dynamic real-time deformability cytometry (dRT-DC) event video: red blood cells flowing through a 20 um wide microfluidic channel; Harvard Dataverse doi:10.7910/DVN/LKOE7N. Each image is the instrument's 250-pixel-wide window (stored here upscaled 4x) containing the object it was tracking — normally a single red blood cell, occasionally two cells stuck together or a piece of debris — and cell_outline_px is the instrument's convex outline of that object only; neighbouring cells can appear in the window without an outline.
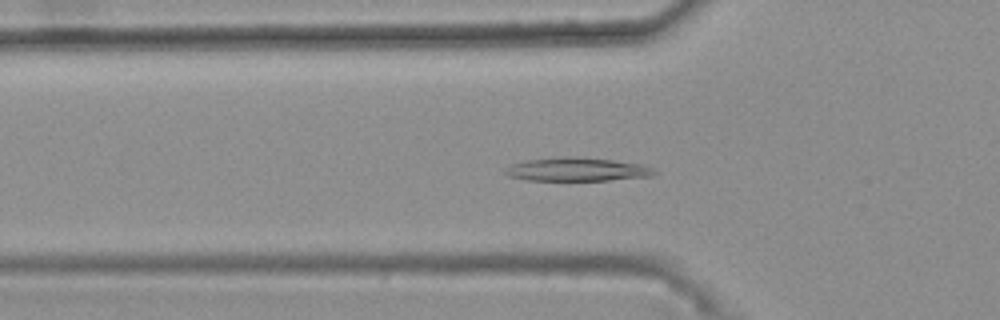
{"species": "common noctule bat (a hibernating species)", "species_latin": "Nyctalus noctula", "temperature_condition": "warm", "stored_images_in_passage": 45, "camera_frame_rate_fps": 3000, "um_per_image_px": 0.085, "animal": {"sex": "female", "body_mass_g": 25.1}, "frame": {"image": 1, "passage_image": 17, "time_ms": 5.333, "image_size_px": [1000, 320], "cell_outline_px": [[656, 172], [652, 176], [608, 180], [524, 180], [508, 176], [504, 172], [504, 168], [512, 164], [524, 160], [564, 156], [572, 156], [612, 160], [640, 164], [652, 168]], "centroid_in_image_um": [48.97, 14.39], "position_along_channel_um": 76.8, "area_um2": 20.4}}
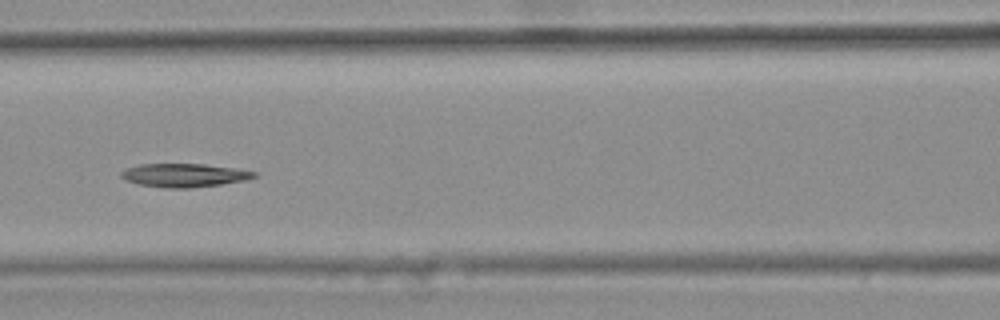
{"frame": {"image": 2, "passage_image": 23, "time_ms": 7.333, "image_size_px": [1000, 320], "cell_outline_px": [[256, 176], [244, 180], [220, 184], [192, 188], [164, 188], [140, 184], [124, 180], [120, 176], [120, 172], [128, 168], [140, 164], [204, 164], [232, 168], [256, 172]], "centroid_in_image_um": [15.6, 14.9], "position_along_channel_um": 151.0, "area_um2": 17.98}}
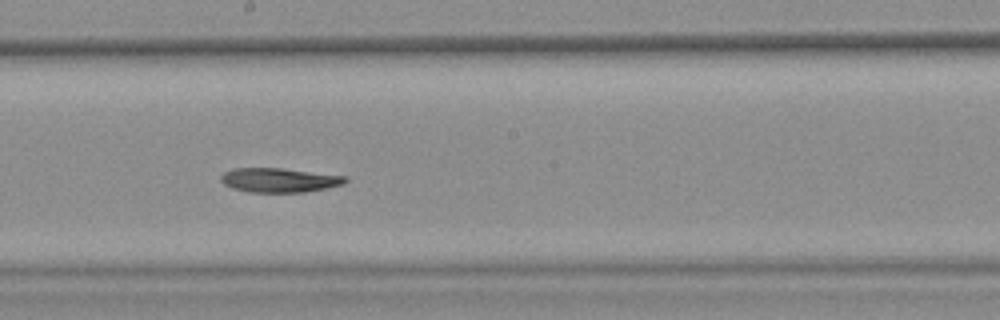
{"frame": {"image": 3, "passage_image": 29, "time_ms": 9.333, "image_size_px": [1000, 320], "cell_outline_px": [[348, 180], [344, 184], [304, 192], [248, 192], [232, 188], [224, 184], [220, 180], [220, 176], [224, 172], [232, 168], [280, 168], [348, 176]], "centroid_in_image_um": [23.72, 15.3], "position_along_channel_um": 224.5, "area_um2": 17.63}}